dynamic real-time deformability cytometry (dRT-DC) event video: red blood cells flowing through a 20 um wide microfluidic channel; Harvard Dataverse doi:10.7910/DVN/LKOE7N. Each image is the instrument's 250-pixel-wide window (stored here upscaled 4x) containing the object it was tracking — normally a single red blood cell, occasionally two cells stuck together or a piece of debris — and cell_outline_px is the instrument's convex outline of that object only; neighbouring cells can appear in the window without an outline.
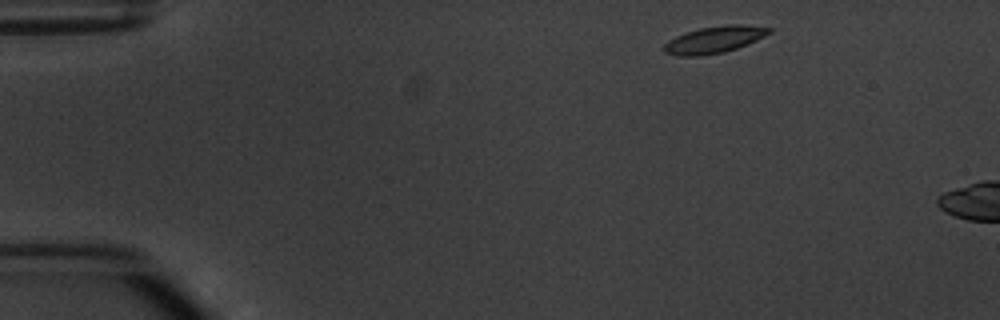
{"species": "common noctule bat (a hibernating species)", "species_latin": "Nyctalus noctula", "temperature_condition": "warm", "stored_images_in_passage": 3, "camera_frame_rate_fps": 3000, "um_per_image_px": 0.085, "animal": {"sex": "male", "body_mass_g": 20.1, "forearm_length_mm": 53.5}, "frame": {"image": 1, "passage_image": 1, "time_ms": 0.0, "image_size_px": [1000, 320], "cell_outline_px": [[772, 32], [756, 40], [736, 48], [724, 52], [700, 56], [676, 56], [664, 52], [664, 44], [668, 40], [676, 36], [700, 28], [728, 24], [740, 24], [772, 28]], "centroid_in_image_um": [60.7, 3.37], "position_along_channel_um": 24.3, "area_um2": 16.3}}